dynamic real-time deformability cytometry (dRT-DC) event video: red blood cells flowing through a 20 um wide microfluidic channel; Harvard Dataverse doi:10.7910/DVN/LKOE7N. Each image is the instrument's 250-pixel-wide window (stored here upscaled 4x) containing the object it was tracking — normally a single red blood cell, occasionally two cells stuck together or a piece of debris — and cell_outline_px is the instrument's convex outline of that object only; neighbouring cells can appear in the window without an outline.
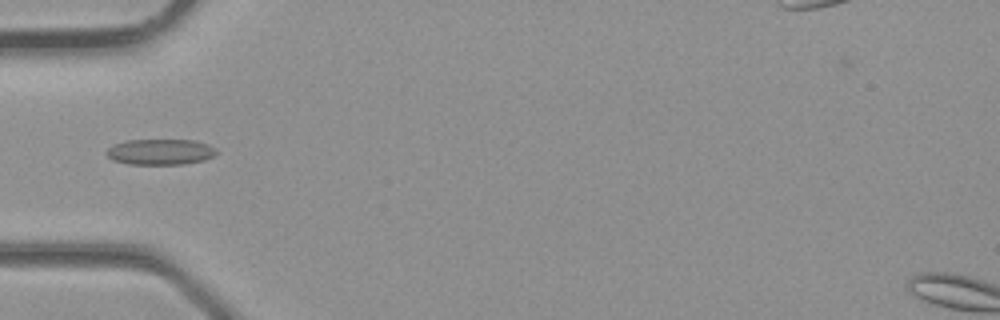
{"species": "common noctule bat (a hibernating species)", "species_latin": "Nyctalus noctula", "temperature_condition": "room temperature", "stored_images_in_passage": 1, "camera_frame_rate_fps": 3000, "um_per_image_px": 0.085, "animal": {"sex": "male", "body_mass_g": 23.1, "forearm_length_mm": 52.7}, "frame": {"image": 1, "passage_image": 1, "time_ms": 0.0, "image_size_px": [1000, 320], "cell_outline_px": [[220, 152], [204, 160], [184, 164], [128, 164], [112, 160], [104, 152], [112, 144], [124, 140], [196, 140], [208, 144], [216, 148]], "centroid_in_image_um": [13.62, 12.9], "position_along_channel_um": 71.4, "area_um2": 16.76}}